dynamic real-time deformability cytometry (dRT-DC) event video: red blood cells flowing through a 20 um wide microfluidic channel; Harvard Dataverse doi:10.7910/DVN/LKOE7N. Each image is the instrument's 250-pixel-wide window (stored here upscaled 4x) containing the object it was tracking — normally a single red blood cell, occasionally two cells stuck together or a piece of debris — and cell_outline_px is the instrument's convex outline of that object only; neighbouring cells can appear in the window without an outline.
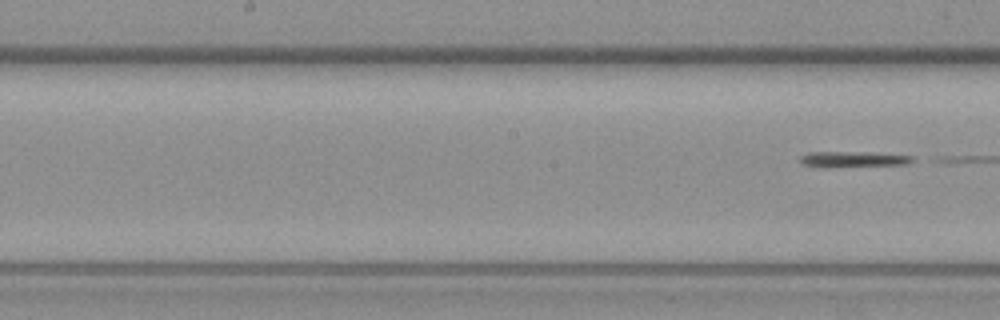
{"species": "common noctule bat (a hibernating species)", "species_latin": "Nyctalus noctula", "temperature_condition": "warm", "stored_images_in_passage": 9, "segment_of_instrument_passage": [2, 2], "camera_frame_rate_fps": 3000, "um_per_image_px": 0.085, "animal": {"sex": "female", "body_mass_g": 19.3, "forearm_length_mm": 54.1}, "frame": {"image": 1, "passage_image": 9, "time_ms": 10.333, "image_size_px": [1000, 320], "cell_outline_px": [[916, 160], [908, 164], [828, 168], [820, 168], [800, 164], [800, 156], [808, 152], [852, 152], [912, 156]], "centroid_in_image_um": [72.41, 13.57], "position_along_channel_um": 175.8, "area_um2": 10.46}}